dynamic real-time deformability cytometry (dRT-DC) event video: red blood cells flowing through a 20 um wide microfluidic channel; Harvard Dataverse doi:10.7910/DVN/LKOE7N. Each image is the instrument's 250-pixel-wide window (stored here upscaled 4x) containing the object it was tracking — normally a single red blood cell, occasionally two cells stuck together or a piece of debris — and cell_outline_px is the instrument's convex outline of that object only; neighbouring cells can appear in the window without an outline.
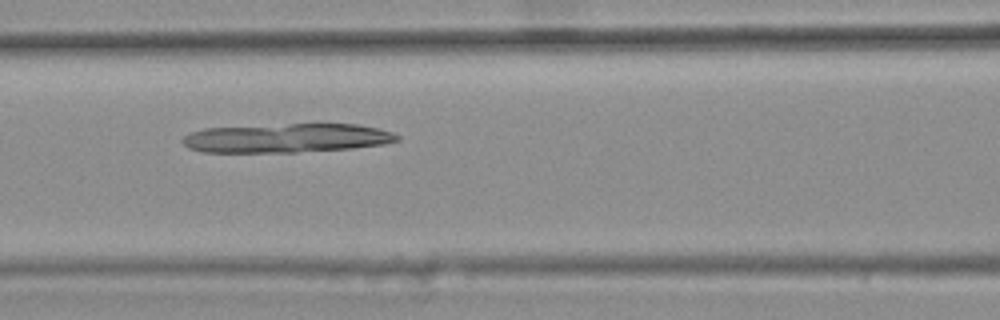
{"species": "common noctule bat (a hibernating species)", "species_latin": "Nyctalus noctula", "temperature_condition": "warm", "stored_images_in_passage": 49, "camera_frame_rate_fps": 3000, "um_per_image_px": 0.085, "animal": {"sex": "female", "body_mass_g": 25.1}, "frame": {"image": 1, "passage_image": 23, "time_ms": 7.333, "image_size_px": [1000, 320], "cell_outline_px": [[400, 140], [384, 144], [352, 148], [296, 152], [200, 152], [188, 148], [180, 140], [184, 136], [192, 132], [204, 128], [288, 124], [360, 124], [392, 132], [400, 136]], "centroid_in_image_um": [24.36, 11.74], "position_along_channel_um": 142.2, "area_um2": 36.3}}